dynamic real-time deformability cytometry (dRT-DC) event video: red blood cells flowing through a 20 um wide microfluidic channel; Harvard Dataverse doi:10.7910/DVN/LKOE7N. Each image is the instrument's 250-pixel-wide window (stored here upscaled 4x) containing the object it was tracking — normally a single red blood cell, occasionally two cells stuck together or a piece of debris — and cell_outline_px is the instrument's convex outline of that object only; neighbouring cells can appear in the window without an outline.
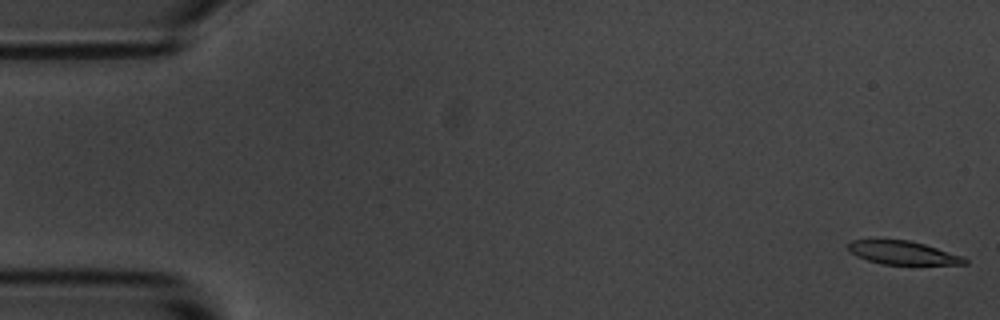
{"species": "common noctule bat (a hibernating species)", "species_latin": "Nyctalus noctula", "temperature_condition": "room temperature", "stored_images_in_passage": 55, "camera_frame_rate_fps": 3000, "um_per_image_px": 0.085, "animal": {"sex": "male", "body_mass_g": 20.1, "forearm_length_mm": 53.5}, "frame": {"image": 1, "passage_image": 1, "time_ms": 0.0, "image_size_px": [1000, 320], "cell_outline_px": [[968, 264], [880, 264], [856, 256], [844, 244], [852, 240], [908, 240], [924, 244], [964, 256], [968, 260]], "centroid_in_image_um": [76.74, 21.48], "position_along_channel_um": 8.3, "area_um2": 15.84}}
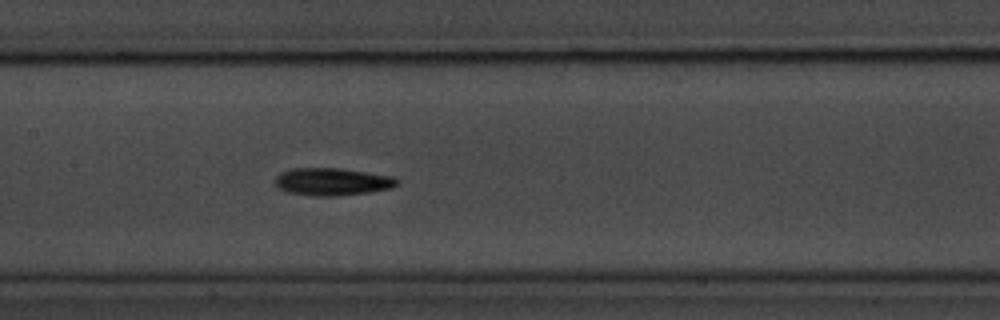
{"frame": {"image": 2, "passage_image": 26, "time_ms": 8.333, "image_size_px": [1000, 320], "cell_outline_px": [[400, 184], [392, 188], [368, 192], [336, 196], [312, 196], [284, 192], [276, 188], [276, 176], [280, 172], [292, 168], [340, 168], [396, 176], [400, 180]], "centroid_in_image_um": [28.26, 15.44], "position_along_channel_um": 179.1, "area_um2": 20.0}}
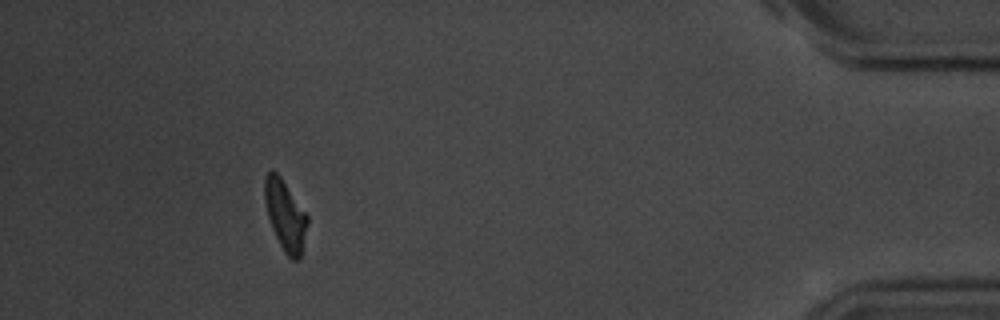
{"frame": {"image": 3, "passage_image": 50, "time_ms": 16.333, "image_size_px": [1000, 320], "cell_outline_px": [[308, 224], [300, 260], [292, 260], [284, 252], [272, 228], [268, 216], [264, 200], [264, 180], [268, 172], [272, 168], [280, 176], [308, 216]], "centroid_in_image_um": [24.25, 18.31], "position_along_channel_um": 411.0, "area_um2": 17.46}, "authors_computed_cell_mechanics": {"area_um2": 17.9758, "velocity_mm_per_s": 3.6441, "shape_relaxation_time_tau1_ms": 2.3752, "shape_relaxation_time_tau2_ms": 5.9148, "deformation_change_tau1": 0.1382, "deformation_change_tau2": 0.1598}}